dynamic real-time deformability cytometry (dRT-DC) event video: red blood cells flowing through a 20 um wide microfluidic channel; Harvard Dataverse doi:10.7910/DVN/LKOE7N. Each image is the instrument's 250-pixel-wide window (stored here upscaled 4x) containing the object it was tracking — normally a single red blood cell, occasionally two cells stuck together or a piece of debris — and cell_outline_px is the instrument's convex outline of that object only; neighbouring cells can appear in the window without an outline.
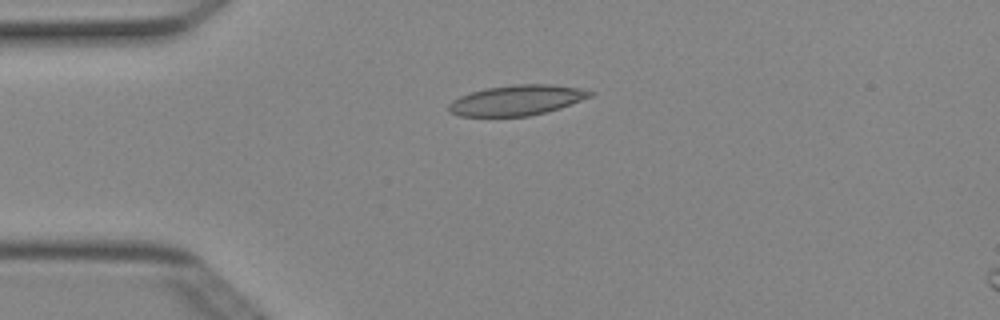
{"species": "Egyptian fruit bat (a non-hibernating species)", "species_latin": "Rousettus aegyptiacus", "temperature_condition": "cold", "stored_images_in_passage": 3, "camera_frame_rate_fps": 3000, "um_per_image_px": 0.085, "animal": {"sex": "female"}, "frame": {"image": 1, "passage_image": 3, "time_ms": 0.667, "image_size_px": [1000, 320], "cell_outline_px": [[596, 92], [592, 96], [560, 108], [528, 116], [460, 116], [448, 112], [448, 104], [452, 100], [460, 96], [484, 88], [516, 84], [552, 84], [580, 88]], "centroid_in_image_um": [43.92, 8.51], "position_along_channel_um": 41.1, "area_um2": 24.97}}